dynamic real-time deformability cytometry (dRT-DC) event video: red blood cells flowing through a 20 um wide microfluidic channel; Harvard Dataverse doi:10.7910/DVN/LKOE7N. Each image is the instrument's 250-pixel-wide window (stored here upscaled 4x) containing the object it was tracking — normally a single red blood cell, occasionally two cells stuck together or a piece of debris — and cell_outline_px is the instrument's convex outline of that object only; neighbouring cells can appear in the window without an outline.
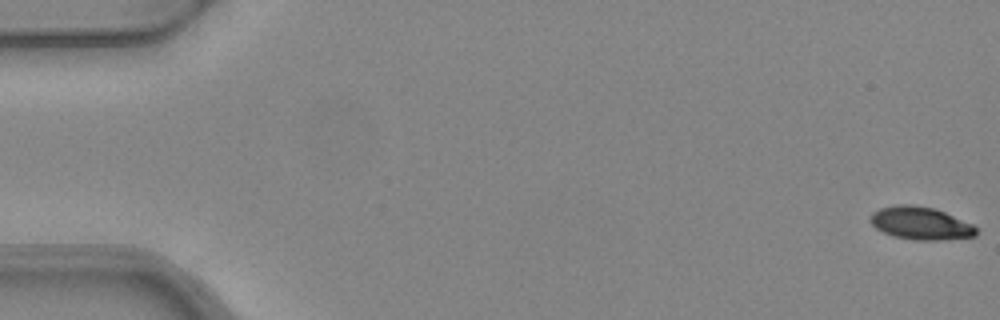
{"species": "common noctule bat (a hibernating species)", "species_latin": "Nyctalus noctula", "temperature_condition": "warm", "stored_images_in_passage": 5, "camera_frame_rate_fps": 3000, "um_per_image_px": 0.085, "animal": {"sex": "female", "body_mass_g": 24.6, "forearm_length_mm": 56.2}, "frame": {"image": 1, "passage_image": 1, "time_ms": 0.0, "image_size_px": [1000, 320], "cell_outline_px": [[976, 236], [936, 240], [916, 240], [892, 236], [876, 228], [868, 220], [872, 212], [880, 208], [896, 204], [912, 204], [932, 208], [944, 212], [972, 224], [976, 228]], "centroid_in_image_um": [78.2, 18.97], "position_along_channel_um": 6.8, "area_um2": 20.11}}
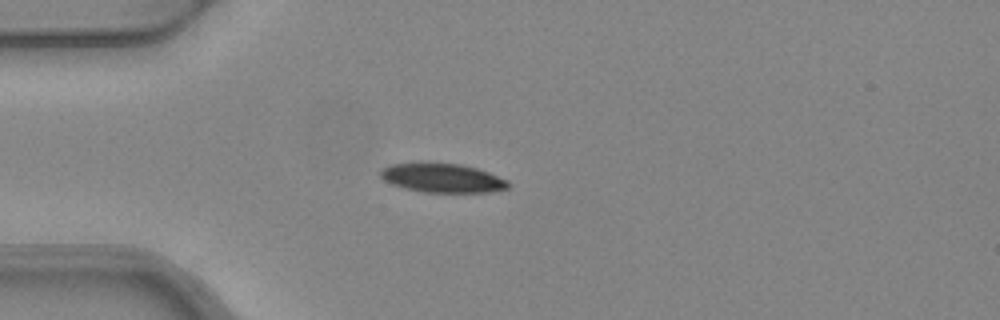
{"frame": {"image": 2, "passage_image": 5, "time_ms": 1.333, "image_size_px": [1000, 320], "cell_outline_px": [[512, 184], [508, 188], [492, 192], [424, 192], [392, 184], [384, 180], [380, 176], [380, 168], [388, 164], [420, 160], [460, 164], [476, 168], [488, 172], [508, 180]], "centroid_in_image_um": [37.56, 15.08], "position_along_channel_um": 47.4, "area_um2": 22.31}}